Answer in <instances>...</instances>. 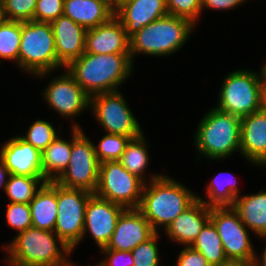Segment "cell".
<instances>
[{"label":"cell","mask_w":266,"mask_h":266,"mask_svg":"<svg viewBox=\"0 0 266 266\" xmlns=\"http://www.w3.org/2000/svg\"><path fill=\"white\" fill-rule=\"evenodd\" d=\"M133 62L130 53L90 54L84 53L65 69L90 96L119 91L131 75Z\"/></svg>","instance_id":"obj_1"},{"label":"cell","mask_w":266,"mask_h":266,"mask_svg":"<svg viewBox=\"0 0 266 266\" xmlns=\"http://www.w3.org/2000/svg\"><path fill=\"white\" fill-rule=\"evenodd\" d=\"M150 181L149 185L145 183L138 210L157 233L159 226H164L166 230L197 200V196L169 176L153 174Z\"/></svg>","instance_id":"obj_2"},{"label":"cell","mask_w":266,"mask_h":266,"mask_svg":"<svg viewBox=\"0 0 266 266\" xmlns=\"http://www.w3.org/2000/svg\"><path fill=\"white\" fill-rule=\"evenodd\" d=\"M4 248L10 254L6 261L12 266H74L65 257L72 250L52 231L28 228Z\"/></svg>","instance_id":"obj_3"},{"label":"cell","mask_w":266,"mask_h":266,"mask_svg":"<svg viewBox=\"0 0 266 266\" xmlns=\"http://www.w3.org/2000/svg\"><path fill=\"white\" fill-rule=\"evenodd\" d=\"M194 27L190 20L169 14L151 22L129 38L132 62L138 53L165 56L177 52Z\"/></svg>","instance_id":"obj_4"},{"label":"cell","mask_w":266,"mask_h":266,"mask_svg":"<svg viewBox=\"0 0 266 266\" xmlns=\"http://www.w3.org/2000/svg\"><path fill=\"white\" fill-rule=\"evenodd\" d=\"M241 118L212 108L200 121L195 134V147L204 157L224 159L240 152Z\"/></svg>","instance_id":"obj_5"},{"label":"cell","mask_w":266,"mask_h":266,"mask_svg":"<svg viewBox=\"0 0 266 266\" xmlns=\"http://www.w3.org/2000/svg\"><path fill=\"white\" fill-rule=\"evenodd\" d=\"M266 65L260 74L248 70H236L224 78L216 109L243 118L263 108V87Z\"/></svg>","instance_id":"obj_6"},{"label":"cell","mask_w":266,"mask_h":266,"mask_svg":"<svg viewBox=\"0 0 266 266\" xmlns=\"http://www.w3.org/2000/svg\"><path fill=\"white\" fill-rule=\"evenodd\" d=\"M18 65L35 76L61 68L55 48L54 34L50 23L21 22V42L18 53Z\"/></svg>","instance_id":"obj_7"},{"label":"cell","mask_w":266,"mask_h":266,"mask_svg":"<svg viewBox=\"0 0 266 266\" xmlns=\"http://www.w3.org/2000/svg\"><path fill=\"white\" fill-rule=\"evenodd\" d=\"M72 126V151L69 163L54 182L65 188L82 189L94 194L100 167L94 144L85 136L78 124Z\"/></svg>","instance_id":"obj_8"},{"label":"cell","mask_w":266,"mask_h":266,"mask_svg":"<svg viewBox=\"0 0 266 266\" xmlns=\"http://www.w3.org/2000/svg\"><path fill=\"white\" fill-rule=\"evenodd\" d=\"M144 186L145 182L131 174L119 161H106L100 164L94 194L125 209H138Z\"/></svg>","instance_id":"obj_9"},{"label":"cell","mask_w":266,"mask_h":266,"mask_svg":"<svg viewBox=\"0 0 266 266\" xmlns=\"http://www.w3.org/2000/svg\"><path fill=\"white\" fill-rule=\"evenodd\" d=\"M210 221L220 236L228 261L253 264L256 253L238 213L232 207H211Z\"/></svg>","instance_id":"obj_10"},{"label":"cell","mask_w":266,"mask_h":266,"mask_svg":"<svg viewBox=\"0 0 266 266\" xmlns=\"http://www.w3.org/2000/svg\"><path fill=\"white\" fill-rule=\"evenodd\" d=\"M93 193L57 184L58 214L54 233L73 251L84 237L85 210Z\"/></svg>","instance_id":"obj_11"},{"label":"cell","mask_w":266,"mask_h":266,"mask_svg":"<svg viewBox=\"0 0 266 266\" xmlns=\"http://www.w3.org/2000/svg\"><path fill=\"white\" fill-rule=\"evenodd\" d=\"M90 108L109 134H120L131 139L143 134L138 121L119 91L100 93L90 97Z\"/></svg>","instance_id":"obj_12"},{"label":"cell","mask_w":266,"mask_h":266,"mask_svg":"<svg viewBox=\"0 0 266 266\" xmlns=\"http://www.w3.org/2000/svg\"><path fill=\"white\" fill-rule=\"evenodd\" d=\"M43 95L48 105L65 118L75 117L90 107V96L68 71L52 79Z\"/></svg>","instance_id":"obj_13"},{"label":"cell","mask_w":266,"mask_h":266,"mask_svg":"<svg viewBox=\"0 0 266 266\" xmlns=\"http://www.w3.org/2000/svg\"><path fill=\"white\" fill-rule=\"evenodd\" d=\"M124 207L93 194L86 205L84 235L88 231L100 249L110 242Z\"/></svg>","instance_id":"obj_14"},{"label":"cell","mask_w":266,"mask_h":266,"mask_svg":"<svg viewBox=\"0 0 266 266\" xmlns=\"http://www.w3.org/2000/svg\"><path fill=\"white\" fill-rule=\"evenodd\" d=\"M156 232L138 209H125L119 216L108 245L102 249L132 251Z\"/></svg>","instance_id":"obj_15"},{"label":"cell","mask_w":266,"mask_h":266,"mask_svg":"<svg viewBox=\"0 0 266 266\" xmlns=\"http://www.w3.org/2000/svg\"><path fill=\"white\" fill-rule=\"evenodd\" d=\"M55 40L58 62L65 69L85 53L87 30L64 14L50 23Z\"/></svg>","instance_id":"obj_16"},{"label":"cell","mask_w":266,"mask_h":266,"mask_svg":"<svg viewBox=\"0 0 266 266\" xmlns=\"http://www.w3.org/2000/svg\"><path fill=\"white\" fill-rule=\"evenodd\" d=\"M0 156L12 175L44 177L41 152L20 136L8 140L2 146Z\"/></svg>","instance_id":"obj_17"},{"label":"cell","mask_w":266,"mask_h":266,"mask_svg":"<svg viewBox=\"0 0 266 266\" xmlns=\"http://www.w3.org/2000/svg\"><path fill=\"white\" fill-rule=\"evenodd\" d=\"M85 53H130L129 37L126 34L125 28L115 16L107 23L87 30Z\"/></svg>","instance_id":"obj_18"},{"label":"cell","mask_w":266,"mask_h":266,"mask_svg":"<svg viewBox=\"0 0 266 266\" xmlns=\"http://www.w3.org/2000/svg\"><path fill=\"white\" fill-rule=\"evenodd\" d=\"M167 14L166 0H129L114 12L129 38L144 26Z\"/></svg>","instance_id":"obj_19"},{"label":"cell","mask_w":266,"mask_h":266,"mask_svg":"<svg viewBox=\"0 0 266 266\" xmlns=\"http://www.w3.org/2000/svg\"><path fill=\"white\" fill-rule=\"evenodd\" d=\"M240 153L252 164L266 166V110L241 118Z\"/></svg>","instance_id":"obj_20"},{"label":"cell","mask_w":266,"mask_h":266,"mask_svg":"<svg viewBox=\"0 0 266 266\" xmlns=\"http://www.w3.org/2000/svg\"><path fill=\"white\" fill-rule=\"evenodd\" d=\"M211 208L196 200L187 210L179 214L165 230L172 241L191 246L202 228L210 220Z\"/></svg>","instance_id":"obj_21"},{"label":"cell","mask_w":266,"mask_h":266,"mask_svg":"<svg viewBox=\"0 0 266 266\" xmlns=\"http://www.w3.org/2000/svg\"><path fill=\"white\" fill-rule=\"evenodd\" d=\"M114 10L101 0H64V15L86 30L107 23Z\"/></svg>","instance_id":"obj_22"},{"label":"cell","mask_w":266,"mask_h":266,"mask_svg":"<svg viewBox=\"0 0 266 266\" xmlns=\"http://www.w3.org/2000/svg\"><path fill=\"white\" fill-rule=\"evenodd\" d=\"M32 227L54 232L58 214L57 183L45 182L29 203Z\"/></svg>","instance_id":"obj_23"},{"label":"cell","mask_w":266,"mask_h":266,"mask_svg":"<svg viewBox=\"0 0 266 266\" xmlns=\"http://www.w3.org/2000/svg\"><path fill=\"white\" fill-rule=\"evenodd\" d=\"M232 208L248 229L266 238V192L237 197Z\"/></svg>","instance_id":"obj_24"},{"label":"cell","mask_w":266,"mask_h":266,"mask_svg":"<svg viewBox=\"0 0 266 266\" xmlns=\"http://www.w3.org/2000/svg\"><path fill=\"white\" fill-rule=\"evenodd\" d=\"M72 151V141L67 142L60 136L56 137L41 152L42 171L45 180L55 181L67 168Z\"/></svg>","instance_id":"obj_25"},{"label":"cell","mask_w":266,"mask_h":266,"mask_svg":"<svg viewBox=\"0 0 266 266\" xmlns=\"http://www.w3.org/2000/svg\"><path fill=\"white\" fill-rule=\"evenodd\" d=\"M191 247L200 252L211 266H225L230 263L225 256L220 236L210 220Z\"/></svg>","instance_id":"obj_26"},{"label":"cell","mask_w":266,"mask_h":266,"mask_svg":"<svg viewBox=\"0 0 266 266\" xmlns=\"http://www.w3.org/2000/svg\"><path fill=\"white\" fill-rule=\"evenodd\" d=\"M205 196L209 200H202L200 196H197V200L202 201L207 207H232L235 199L239 197V191L232 175L225 176L221 172L209 182Z\"/></svg>","instance_id":"obj_27"},{"label":"cell","mask_w":266,"mask_h":266,"mask_svg":"<svg viewBox=\"0 0 266 266\" xmlns=\"http://www.w3.org/2000/svg\"><path fill=\"white\" fill-rule=\"evenodd\" d=\"M146 145L145 136L143 134L135 139H131L119 160L125 169L131 174L138 176L145 183L146 177H144V173L149 163Z\"/></svg>","instance_id":"obj_28"},{"label":"cell","mask_w":266,"mask_h":266,"mask_svg":"<svg viewBox=\"0 0 266 266\" xmlns=\"http://www.w3.org/2000/svg\"><path fill=\"white\" fill-rule=\"evenodd\" d=\"M45 182L47 181L44 177L10 174L5 187V192L10 199V203L29 204L33 200L39 188L42 187Z\"/></svg>","instance_id":"obj_29"},{"label":"cell","mask_w":266,"mask_h":266,"mask_svg":"<svg viewBox=\"0 0 266 266\" xmlns=\"http://www.w3.org/2000/svg\"><path fill=\"white\" fill-rule=\"evenodd\" d=\"M21 42V22L0 19V58L16 61Z\"/></svg>","instance_id":"obj_30"},{"label":"cell","mask_w":266,"mask_h":266,"mask_svg":"<svg viewBox=\"0 0 266 266\" xmlns=\"http://www.w3.org/2000/svg\"><path fill=\"white\" fill-rule=\"evenodd\" d=\"M130 140V137L120 134L107 133L104 135L97 146L98 148L94 145L99 163L119 161Z\"/></svg>","instance_id":"obj_31"},{"label":"cell","mask_w":266,"mask_h":266,"mask_svg":"<svg viewBox=\"0 0 266 266\" xmlns=\"http://www.w3.org/2000/svg\"><path fill=\"white\" fill-rule=\"evenodd\" d=\"M37 0H0L1 18L10 21L33 20Z\"/></svg>","instance_id":"obj_32"},{"label":"cell","mask_w":266,"mask_h":266,"mask_svg":"<svg viewBox=\"0 0 266 266\" xmlns=\"http://www.w3.org/2000/svg\"><path fill=\"white\" fill-rule=\"evenodd\" d=\"M57 136L56 130L49 122L37 120L29 127L27 134L20 137L42 152Z\"/></svg>","instance_id":"obj_33"},{"label":"cell","mask_w":266,"mask_h":266,"mask_svg":"<svg viewBox=\"0 0 266 266\" xmlns=\"http://www.w3.org/2000/svg\"><path fill=\"white\" fill-rule=\"evenodd\" d=\"M159 233H155L146 242L136 246L132 252L133 266H158L159 265V252L158 241Z\"/></svg>","instance_id":"obj_34"},{"label":"cell","mask_w":266,"mask_h":266,"mask_svg":"<svg viewBox=\"0 0 266 266\" xmlns=\"http://www.w3.org/2000/svg\"><path fill=\"white\" fill-rule=\"evenodd\" d=\"M169 15L185 18L196 24L202 12L201 0H166Z\"/></svg>","instance_id":"obj_35"},{"label":"cell","mask_w":266,"mask_h":266,"mask_svg":"<svg viewBox=\"0 0 266 266\" xmlns=\"http://www.w3.org/2000/svg\"><path fill=\"white\" fill-rule=\"evenodd\" d=\"M6 221L8 225L18 232L32 227V217L29 204L9 203L6 209Z\"/></svg>","instance_id":"obj_36"},{"label":"cell","mask_w":266,"mask_h":266,"mask_svg":"<svg viewBox=\"0 0 266 266\" xmlns=\"http://www.w3.org/2000/svg\"><path fill=\"white\" fill-rule=\"evenodd\" d=\"M64 13V0H37L33 21L51 23Z\"/></svg>","instance_id":"obj_37"},{"label":"cell","mask_w":266,"mask_h":266,"mask_svg":"<svg viewBox=\"0 0 266 266\" xmlns=\"http://www.w3.org/2000/svg\"><path fill=\"white\" fill-rule=\"evenodd\" d=\"M106 254V259L96 266H133L131 251L101 249Z\"/></svg>","instance_id":"obj_38"},{"label":"cell","mask_w":266,"mask_h":266,"mask_svg":"<svg viewBox=\"0 0 266 266\" xmlns=\"http://www.w3.org/2000/svg\"><path fill=\"white\" fill-rule=\"evenodd\" d=\"M176 266H211L207 259L198 251L194 250L191 246L183 247L180 252Z\"/></svg>","instance_id":"obj_39"},{"label":"cell","mask_w":266,"mask_h":266,"mask_svg":"<svg viewBox=\"0 0 266 266\" xmlns=\"http://www.w3.org/2000/svg\"><path fill=\"white\" fill-rule=\"evenodd\" d=\"M202 9L209 8L215 10H228L234 7H238L243 3L242 0H201Z\"/></svg>","instance_id":"obj_40"},{"label":"cell","mask_w":266,"mask_h":266,"mask_svg":"<svg viewBox=\"0 0 266 266\" xmlns=\"http://www.w3.org/2000/svg\"><path fill=\"white\" fill-rule=\"evenodd\" d=\"M9 175V170L6 168L3 158L0 156V188L3 187L5 190Z\"/></svg>","instance_id":"obj_41"},{"label":"cell","mask_w":266,"mask_h":266,"mask_svg":"<svg viewBox=\"0 0 266 266\" xmlns=\"http://www.w3.org/2000/svg\"><path fill=\"white\" fill-rule=\"evenodd\" d=\"M261 256L262 258H259V257L257 258V256L255 257L253 266H266V247ZM259 259L261 260L259 261Z\"/></svg>","instance_id":"obj_42"},{"label":"cell","mask_w":266,"mask_h":266,"mask_svg":"<svg viewBox=\"0 0 266 266\" xmlns=\"http://www.w3.org/2000/svg\"><path fill=\"white\" fill-rule=\"evenodd\" d=\"M225 266H253V264L230 262L229 264H227Z\"/></svg>","instance_id":"obj_43"},{"label":"cell","mask_w":266,"mask_h":266,"mask_svg":"<svg viewBox=\"0 0 266 266\" xmlns=\"http://www.w3.org/2000/svg\"><path fill=\"white\" fill-rule=\"evenodd\" d=\"M263 108L266 110V80L263 87Z\"/></svg>","instance_id":"obj_44"},{"label":"cell","mask_w":266,"mask_h":266,"mask_svg":"<svg viewBox=\"0 0 266 266\" xmlns=\"http://www.w3.org/2000/svg\"><path fill=\"white\" fill-rule=\"evenodd\" d=\"M104 1L107 5H109L115 11V0H101Z\"/></svg>","instance_id":"obj_45"},{"label":"cell","mask_w":266,"mask_h":266,"mask_svg":"<svg viewBox=\"0 0 266 266\" xmlns=\"http://www.w3.org/2000/svg\"><path fill=\"white\" fill-rule=\"evenodd\" d=\"M129 0H115V10L123 3L127 2Z\"/></svg>","instance_id":"obj_46"}]
</instances>
